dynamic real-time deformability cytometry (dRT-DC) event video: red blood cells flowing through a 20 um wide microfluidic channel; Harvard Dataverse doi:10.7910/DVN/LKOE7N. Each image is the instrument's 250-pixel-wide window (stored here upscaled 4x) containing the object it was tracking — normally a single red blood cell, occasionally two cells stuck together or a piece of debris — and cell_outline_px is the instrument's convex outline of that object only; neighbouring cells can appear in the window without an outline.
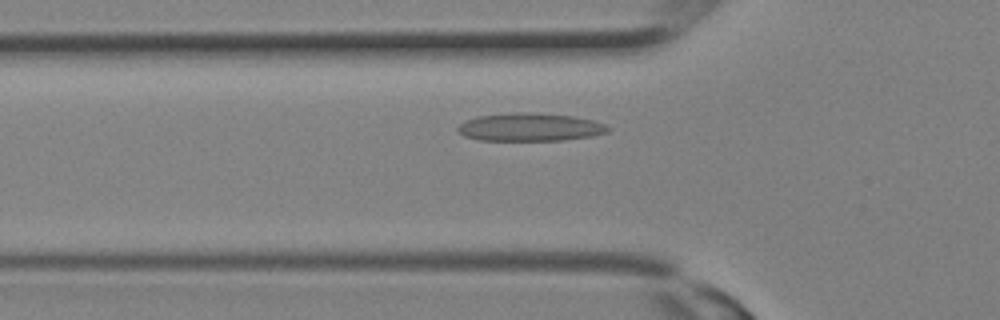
{"species": "Egyptian fruit bat (a non-hibernating species)", "species_latin": "Rousettus aegyptiacus", "temperature_condition": "room temperature", "stored_images_in_passage": 24, "camera_frame_rate_fps": 3000, "um_per_image_px": 0.085, "animal": {"sex": "female"}, "frame": {"image": 1, "passage_image": 5, "time_ms": 1.333, "image_size_px": [1000, 320], "cell_outline_px": [[612, 128], [608, 132], [592, 136], [564, 140], [480, 140], [464, 136], [456, 128], [464, 120], [476, 116], [512, 112], [520, 112], [572, 116], [592, 120], [604, 124]], "centroid_in_image_um": [45.03, 10.8], "position_along_channel_um": 80.8, "area_um2": 24.45}}
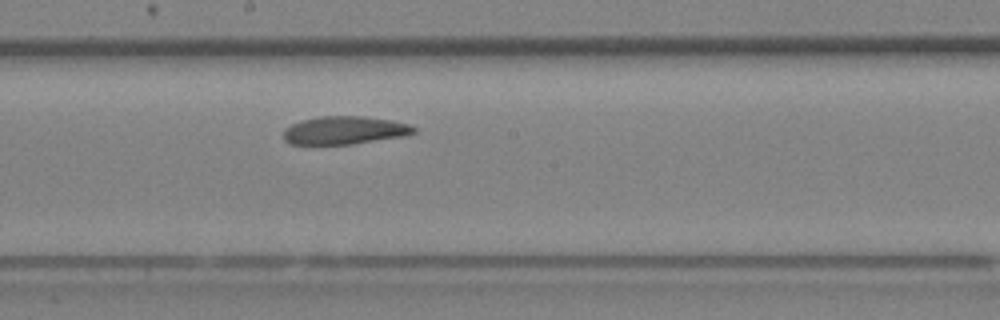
{"frame": {"image": 2, "passage_image": 11, "time_ms": 3.333, "image_size_px": [1000, 320], "cell_outline_px": [[416, 132], [408, 136], [352, 144], [288, 144], [284, 140], [284, 128], [300, 120], [316, 116], [364, 116], [392, 120], [408, 124], [416, 128]], "centroid_in_image_um": [29.3, 11.07], "position_along_channel_um": 218.9, "area_um2": 21.62}}
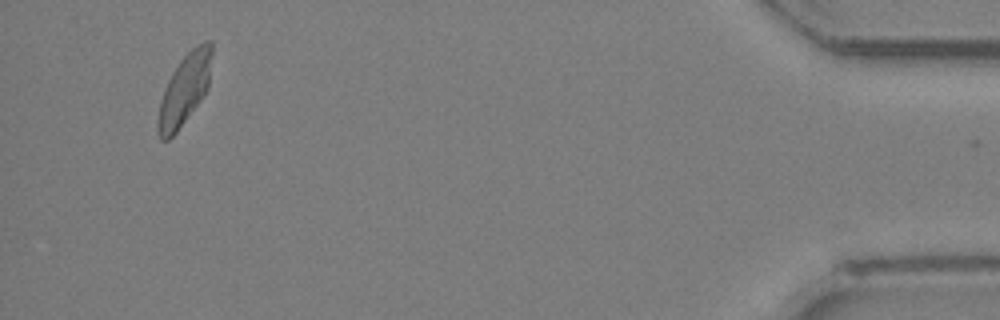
{"frame": {"image": 3, "passage_image": 23, "time_ms": 7.333, "image_size_px": [1000, 320], "cell_outline_px": [[212, 52], [208, 88], [200, 100], [176, 132], [168, 140], [160, 140], [156, 128], [156, 120], [160, 100], [168, 80], [172, 72], [180, 60], [196, 44], [204, 40], [212, 40]], "centroid_in_image_um": [15.66, 7.59], "position_along_channel_um": 419.5, "area_um2": 22.25}}